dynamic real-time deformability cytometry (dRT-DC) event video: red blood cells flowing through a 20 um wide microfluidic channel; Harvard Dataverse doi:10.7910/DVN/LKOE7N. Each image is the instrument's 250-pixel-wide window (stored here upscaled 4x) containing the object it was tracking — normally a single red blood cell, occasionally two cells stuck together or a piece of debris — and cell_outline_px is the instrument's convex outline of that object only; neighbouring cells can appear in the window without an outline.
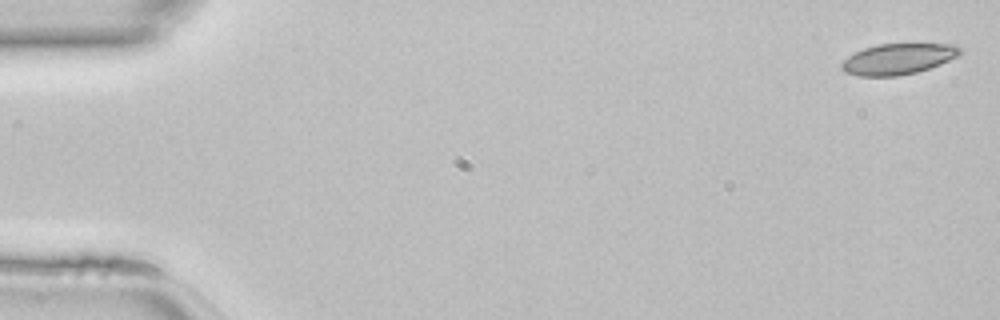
{"species": "common noctule bat (a hibernating species)", "species_latin": "Nyctalus noctula", "temperature_condition": "room temperature", "stored_images_in_passage": 46, "camera_frame_rate_fps": 3000, "um_per_image_px": 0.085, "animal": {"sex": "female", "body_mass_g": 22.7, "forearm_length_mm": 54.2}, "frame": {"image": 1, "passage_image": 1, "time_ms": 0.0, "image_size_px": [1000, 320], "cell_outline_px": [[964, 52], [940, 64], [916, 72], [900, 76], [860, 76], [844, 72], [840, 68], [840, 64], [848, 56], [864, 48], [880, 44], [960, 44], [964, 48]], "centroid_in_image_um": [76.37, 5.01], "position_along_channel_um": 8.6, "area_um2": 21.39}}
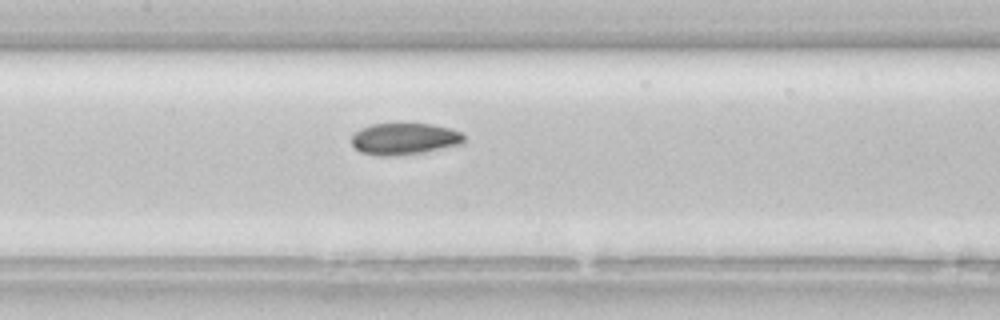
{"frame": {"image": 2, "passage_image": 22, "time_ms": 7.0, "image_size_px": [1000, 320], "cell_outline_px": [[464, 144], [424, 152], [396, 156], [376, 156], [360, 152], [352, 144], [352, 136], [360, 128], [372, 124], [432, 124], [448, 128], [460, 132], [464, 136]], "centroid_in_image_um": [34.37, 11.82], "position_along_channel_um": 173.0, "area_um2": 20.81}}
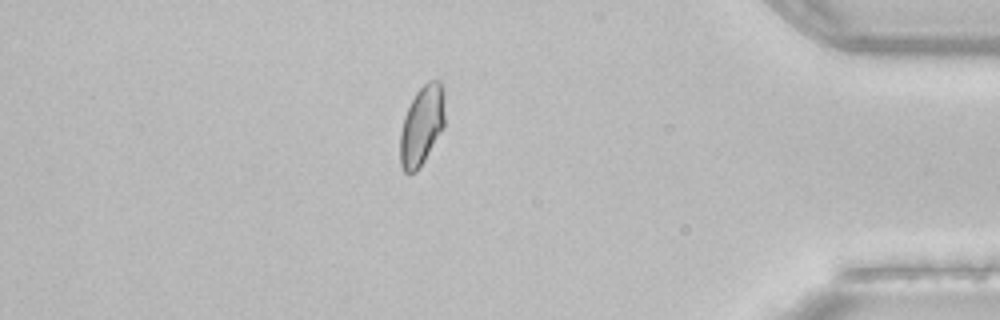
{"frame": {"image": 3, "passage_image": 40, "time_ms": 13.0, "image_size_px": [1000, 320], "cell_outline_px": [[444, 128], [420, 168], [416, 172], [404, 172], [400, 164], [400, 132], [404, 116], [416, 92], [428, 80], [440, 80], [444, 92]], "centroid_in_image_um": [35.86, 10.67], "position_along_channel_um": 399.3, "area_um2": 20.87}}